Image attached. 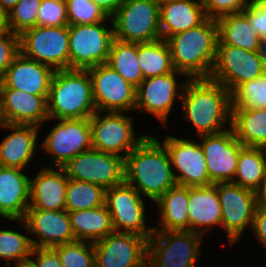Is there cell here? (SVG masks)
Instances as JSON below:
<instances>
[{
	"label": "cell",
	"mask_w": 266,
	"mask_h": 267,
	"mask_svg": "<svg viewBox=\"0 0 266 267\" xmlns=\"http://www.w3.org/2000/svg\"><path fill=\"white\" fill-rule=\"evenodd\" d=\"M94 1L108 17H112L117 9L125 0H92Z\"/></svg>",
	"instance_id": "cell-47"
},
{
	"label": "cell",
	"mask_w": 266,
	"mask_h": 267,
	"mask_svg": "<svg viewBox=\"0 0 266 267\" xmlns=\"http://www.w3.org/2000/svg\"><path fill=\"white\" fill-rule=\"evenodd\" d=\"M266 148L243 147L232 183L256 191L266 177ZM237 178V179H236Z\"/></svg>",
	"instance_id": "cell-32"
},
{
	"label": "cell",
	"mask_w": 266,
	"mask_h": 267,
	"mask_svg": "<svg viewBox=\"0 0 266 267\" xmlns=\"http://www.w3.org/2000/svg\"><path fill=\"white\" fill-rule=\"evenodd\" d=\"M124 182L154 202L177 185L170 156L163 143L147 134L124 158Z\"/></svg>",
	"instance_id": "cell-1"
},
{
	"label": "cell",
	"mask_w": 266,
	"mask_h": 267,
	"mask_svg": "<svg viewBox=\"0 0 266 267\" xmlns=\"http://www.w3.org/2000/svg\"><path fill=\"white\" fill-rule=\"evenodd\" d=\"M57 171L45 167L35 179H30L29 208L40 210H65L68 177L62 167Z\"/></svg>",
	"instance_id": "cell-23"
},
{
	"label": "cell",
	"mask_w": 266,
	"mask_h": 267,
	"mask_svg": "<svg viewBox=\"0 0 266 267\" xmlns=\"http://www.w3.org/2000/svg\"><path fill=\"white\" fill-rule=\"evenodd\" d=\"M148 239L113 231L94 242L95 267H147Z\"/></svg>",
	"instance_id": "cell-14"
},
{
	"label": "cell",
	"mask_w": 266,
	"mask_h": 267,
	"mask_svg": "<svg viewBox=\"0 0 266 267\" xmlns=\"http://www.w3.org/2000/svg\"><path fill=\"white\" fill-rule=\"evenodd\" d=\"M68 25L65 0H42L38 11L37 26Z\"/></svg>",
	"instance_id": "cell-41"
},
{
	"label": "cell",
	"mask_w": 266,
	"mask_h": 267,
	"mask_svg": "<svg viewBox=\"0 0 266 267\" xmlns=\"http://www.w3.org/2000/svg\"><path fill=\"white\" fill-rule=\"evenodd\" d=\"M22 170L0 166V216L14 221L29 208L30 178Z\"/></svg>",
	"instance_id": "cell-24"
},
{
	"label": "cell",
	"mask_w": 266,
	"mask_h": 267,
	"mask_svg": "<svg viewBox=\"0 0 266 267\" xmlns=\"http://www.w3.org/2000/svg\"><path fill=\"white\" fill-rule=\"evenodd\" d=\"M105 204V189L101 186L68 179L65 194V210L67 212L94 209Z\"/></svg>",
	"instance_id": "cell-35"
},
{
	"label": "cell",
	"mask_w": 266,
	"mask_h": 267,
	"mask_svg": "<svg viewBox=\"0 0 266 267\" xmlns=\"http://www.w3.org/2000/svg\"><path fill=\"white\" fill-rule=\"evenodd\" d=\"M137 57L144 79L175 71L171 50L165 39L138 43Z\"/></svg>",
	"instance_id": "cell-33"
},
{
	"label": "cell",
	"mask_w": 266,
	"mask_h": 267,
	"mask_svg": "<svg viewBox=\"0 0 266 267\" xmlns=\"http://www.w3.org/2000/svg\"><path fill=\"white\" fill-rule=\"evenodd\" d=\"M16 267H35L30 261L23 264H18Z\"/></svg>",
	"instance_id": "cell-52"
},
{
	"label": "cell",
	"mask_w": 266,
	"mask_h": 267,
	"mask_svg": "<svg viewBox=\"0 0 266 267\" xmlns=\"http://www.w3.org/2000/svg\"><path fill=\"white\" fill-rule=\"evenodd\" d=\"M42 0H19L8 13V25L11 32L18 36L37 26L38 11Z\"/></svg>",
	"instance_id": "cell-40"
},
{
	"label": "cell",
	"mask_w": 266,
	"mask_h": 267,
	"mask_svg": "<svg viewBox=\"0 0 266 267\" xmlns=\"http://www.w3.org/2000/svg\"><path fill=\"white\" fill-rule=\"evenodd\" d=\"M20 52L56 70L70 69L69 30L63 26H35L19 35Z\"/></svg>",
	"instance_id": "cell-7"
},
{
	"label": "cell",
	"mask_w": 266,
	"mask_h": 267,
	"mask_svg": "<svg viewBox=\"0 0 266 267\" xmlns=\"http://www.w3.org/2000/svg\"><path fill=\"white\" fill-rule=\"evenodd\" d=\"M261 54L266 64V37L262 39Z\"/></svg>",
	"instance_id": "cell-51"
},
{
	"label": "cell",
	"mask_w": 266,
	"mask_h": 267,
	"mask_svg": "<svg viewBox=\"0 0 266 267\" xmlns=\"http://www.w3.org/2000/svg\"><path fill=\"white\" fill-rule=\"evenodd\" d=\"M200 139L211 183L233 182L239 153L244 146L237 140L231 124L222 132Z\"/></svg>",
	"instance_id": "cell-17"
},
{
	"label": "cell",
	"mask_w": 266,
	"mask_h": 267,
	"mask_svg": "<svg viewBox=\"0 0 266 267\" xmlns=\"http://www.w3.org/2000/svg\"><path fill=\"white\" fill-rule=\"evenodd\" d=\"M106 64L136 88L144 80L138 63L137 43L114 39Z\"/></svg>",
	"instance_id": "cell-34"
},
{
	"label": "cell",
	"mask_w": 266,
	"mask_h": 267,
	"mask_svg": "<svg viewBox=\"0 0 266 267\" xmlns=\"http://www.w3.org/2000/svg\"><path fill=\"white\" fill-rule=\"evenodd\" d=\"M19 52V36L13 32H0V79Z\"/></svg>",
	"instance_id": "cell-43"
},
{
	"label": "cell",
	"mask_w": 266,
	"mask_h": 267,
	"mask_svg": "<svg viewBox=\"0 0 266 267\" xmlns=\"http://www.w3.org/2000/svg\"><path fill=\"white\" fill-rule=\"evenodd\" d=\"M217 193L222 207L221 226L232 244L239 239L246 225L252 228L257 207L256 192L227 182L217 183Z\"/></svg>",
	"instance_id": "cell-15"
},
{
	"label": "cell",
	"mask_w": 266,
	"mask_h": 267,
	"mask_svg": "<svg viewBox=\"0 0 266 267\" xmlns=\"http://www.w3.org/2000/svg\"><path fill=\"white\" fill-rule=\"evenodd\" d=\"M161 38L170 36L201 25L206 19L203 0H175L160 6Z\"/></svg>",
	"instance_id": "cell-25"
},
{
	"label": "cell",
	"mask_w": 266,
	"mask_h": 267,
	"mask_svg": "<svg viewBox=\"0 0 266 267\" xmlns=\"http://www.w3.org/2000/svg\"><path fill=\"white\" fill-rule=\"evenodd\" d=\"M251 3L252 0H203L207 18L215 20L228 14L241 13Z\"/></svg>",
	"instance_id": "cell-42"
},
{
	"label": "cell",
	"mask_w": 266,
	"mask_h": 267,
	"mask_svg": "<svg viewBox=\"0 0 266 267\" xmlns=\"http://www.w3.org/2000/svg\"><path fill=\"white\" fill-rule=\"evenodd\" d=\"M218 25L207 18L201 25L170 36L173 67L190 79L209 78L217 50Z\"/></svg>",
	"instance_id": "cell-3"
},
{
	"label": "cell",
	"mask_w": 266,
	"mask_h": 267,
	"mask_svg": "<svg viewBox=\"0 0 266 267\" xmlns=\"http://www.w3.org/2000/svg\"><path fill=\"white\" fill-rule=\"evenodd\" d=\"M92 148L125 158L146 136L135 138L132 118L123 112H107L103 117L96 111L90 118ZM124 152L120 155V152Z\"/></svg>",
	"instance_id": "cell-11"
},
{
	"label": "cell",
	"mask_w": 266,
	"mask_h": 267,
	"mask_svg": "<svg viewBox=\"0 0 266 267\" xmlns=\"http://www.w3.org/2000/svg\"><path fill=\"white\" fill-rule=\"evenodd\" d=\"M231 108L266 109V71L231 93Z\"/></svg>",
	"instance_id": "cell-36"
},
{
	"label": "cell",
	"mask_w": 266,
	"mask_h": 267,
	"mask_svg": "<svg viewBox=\"0 0 266 267\" xmlns=\"http://www.w3.org/2000/svg\"><path fill=\"white\" fill-rule=\"evenodd\" d=\"M2 128L12 129L13 132L0 144V166L24 169L35 153L39 127L4 124Z\"/></svg>",
	"instance_id": "cell-26"
},
{
	"label": "cell",
	"mask_w": 266,
	"mask_h": 267,
	"mask_svg": "<svg viewBox=\"0 0 266 267\" xmlns=\"http://www.w3.org/2000/svg\"><path fill=\"white\" fill-rule=\"evenodd\" d=\"M188 213L189 231L203 235L208 230L206 228L215 224L221 225L222 207L217 193V183L189 187Z\"/></svg>",
	"instance_id": "cell-27"
},
{
	"label": "cell",
	"mask_w": 266,
	"mask_h": 267,
	"mask_svg": "<svg viewBox=\"0 0 266 267\" xmlns=\"http://www.w3.org/2000/svg\"><path fill=\"white\" fill-rule=\"evenodd\" d=\"M33 245L30 237L13 230H0V258L14 259L16 266L28 262Z\"/></svg>",
	"instance_id": "cell-38"
},
{
	"label": "cell",
	"mask_w": 266,
	"mask_h": 267,
	"mask_svg": "<svg viewBox=\"0 0 266 267\" xmlns=\"http://www.w3.org/2000/svg\"><path fill=\"white\" fill-rule=\"evenodd\" d=\"M266 71L261 51L217 45L209 79L222 84L230 93L246 81L260 77Z\"/></svg>",
	"instance_id": "cell-9"
},
{
	"label": "cell",
	"mask_w": 266,
	"mask_h": 267,
	"mask_svg": "<svg viewBox=\"0 0 266 267\" xmlns=\"http://www.w3.org/2000/svg\"><path fill=\"white\" fill-rule=\"evenodd\" d=\"M68 25L70 69H88L107 63L114 40L113 22Z\"/></svg>",
	"instance_id": "cell-8"
},
{
	"label": "cell",
	"mask_w": 266,
	"mask_h": 267,
	"mask_svg": "<svg viewBox=\"0 0 266 267\" xmlns=\"http://www.w3.org/2000/svg\"><path fill=\"white\" fill-rule=\"evenodd\" d=\"M162 143L166 147L171 160L180 174L175 176L178 185L187 187L212 185L207 171L204 152L200 143L168 136Z\"/></svg>",
	"instance_id": "cell-18"
},
{
	"label": "cell",
	"mask_w": 266,
	"mask_h": 267,
	"mask_svg": "<svg viewBox=\"0 0 266 267\" xmlns=\"http://www.w3.org/2000/svg\"><path fill=\"white\" fill-rule=\"evenodd\" d=\"M52 103V104H51ZM49 119H89L95 112L87 69L56 70L47 97Z\"/></svg>",
	"instance_id": "cell-4"
},
{
	"label": "cell",
	"mask_w": 266,
	"mask_h": 267,
	"mask_svg": "<svg viewBox=\"0 0 266 267\" xmlns=\"http://www.w3.org/2000/svg\"><path fill=\"white\" fill-rule=\"evenodd\" d=\"M252 229L260 242L266 246V209L256 207Z\"/></svg>",
	"instance_id": "cell-46"
},
{
	"label": "cell",
	"mask_w": 266,
	"mask_h": 267,
	"mask_svg": "<svg viewBox=\"0 0 266 267\" xmlns=\"http://www.w3.org/2000/svg\"><path fill=\"white\" fill-rule=\"evenodd\" d=\"M47 97L18 89H0L1 112L5 124L35 125L49 120Z\"/></svg>",
	"instance_id": "cell-22"
},
{
	"label": "cell",
	"mask_w": 266,
	"mask_h": 267,
	"mask_svg": "<svg viewBox=\"0 0 266 267\" xmlns=\"http://www.w3.org/2000/svg\"><path fill=\"white\" fill-rule=\"evenodd\" d=\"M216 21L219 39L217 45L261 51L262 38L257 35L242 12L222 16Z\"/></svg>",
	"instance_id": "cell-28"
},
{
	"label": "cell",
	"mask_w": 266,
	"mask_h": 267,
	"mask_svg": "<svg viewBox=\"0 0 266 267\" xmlns=\"http://www.w3.org/2000/svg\"><path fill=\"white\" fill-rule=\"evenodd\" d=\"M202 236L189 230H154L147 243V267H193Z\"/></svg>",
	"instance_id": "cell-5"
},
{
	"label": "cell",
	"mask_w": 266,
	"mask_h": 267,
	"mask_svg": "<svg viewBox=\"0 0 266 267\" xmlns=\"http://www.w3.org/2000/svg\"><path fill=\"white\" fill-rule=\"evenodd\" d=\"M159 10L155 0H125L111 17L114 39L137 44L160 39Z\"/></svg>",
	"instance_id": "cell-6"
},
{
	"label": "cell",
	"mask_w": 266,
	"mask_h": 267,
	"mask_svg": "<svg viewBox=\"0 0 266 267\" xmlns=\"http://www.w3.org/2000/svg\"><path fill=\"white\" fill-rule=\"evenodd\" d=\"M231 127L243 146L266 148V109L232 108Z\"/></svg>",
	"instance_id": "cell-30"
},
{
	"label": "cell",
	"mask_w": 266,
	"mask_h": 267,
	"mask_svg": "<svg viewBox=\"0 0 266 267\" xmlns=\"http://www.w3.org/2000/svg\"><path fill=\"white\" fill-rule=\"evenodd\" d=\"M181 100L184 115L199 137L226 130V121L231 124V93L218 82L209 78L190 79L185 83Z\"/></svg>",
	"instance_id": "cell-2"
},
{
	"label": "cell",
	"mask_w": 266,
	"mask_h": 267,
	"mask_svg": "<svg viewBox=\"0 0 266 267\" xmlns=\"http://www.w3.org/2000/svg\"><path fill=\"white\" fill-rule=\"evenodd\" d=\"M242 13L260 38L266 37V0H252Z\"/></svg>",
	"instance_id": "cell-44"
},
{
	"label": "cell",
	"mask_w": 266,
	"mask_h": 267,
	"mask_svg": "<svg viewBox=\"0 0 266 267\" xmlns=\"http://www.w3.org/2000/svg\"><path fill=\"white\" fill-rule=\"evenodd\" d=\"M68 25L95 24L111 20L92 0H65Z\"/></svg>",
	"instance_id": "cell-39"
},
{
	"label": "cell",
	"mask_w": 266,
	"mask_h": 267,
	"mask_svg": "<svg viewBox=\"0 0 266 267\" xmlns=\"http://www.w3.org/2000/svg\"><path fill=\"white\" fill-rule=\"evenodd\" d=\"M184 74L173 71L163 75L144 79L136 88V108L151 113L165 123L174 104L175 96L181 98L184 85H177L175 74ZM177 86L180 91L177 93Z\"/></svg>",
	"instance_id": "cell-20"
},
{
	"label": "cell",
	"mask_w": 266,
	"mask_h": 267,
	"mask_svg": "<svg viewBox=\"0 0 266 267\" xmlns=\"http://www.w3.org/2000/svg\"><path fill=\"white\" fill-rule=\"evenodd\" d=\"M21 223L31 234L38 235L40 242L30 238L33 247H54L77 241L66 210L27 209Z\"/></svg>",
	"instance_id": "cell-19"
},
{
	"label": "cell",
	"mask_w": 266,
	"mask_h": 267,
	"mask_svg": "<svg viewBox=\"0 0 266 267\" xmlns=\"http://www.w3.org/2000/svg\"><path fill=\"white\" fill-rule=\"evenodd\" d=\"M31 255H37L35 261L29 260L35 267H63L52 247H33Z\"/></svg>",
	"instance_id": "cell-45"
},
{
	"label": "cell",
	"mask_w": 266,
	"mask_h": 267,
	"mask_svg": "<svg viewBox=\"0 0 266 267\" xmlns=\"http://www.w3.org/2000/svg\"><path fill=\"white\" fill-rule=\"evenodd\" d=\"M140 195L133 186L123 182L105 190V204L114 231L135 233L149 239L154 228L145 226V208Z\"/></svg>",
	"instance_id": "cell-13"
},
{
	"label": "cell",
	"mask_w": 266,
	"mask_h": 267,
	"mask_svg": "<svg viewBox=\"0 0 266 267\" xmlns=\"http://www.w3.org/2000/svg\"><path fill=\"white\" fill-rule=\"evenodd\" d=\"M76 240L96 242L114 231L106 204L94 208L68 212Z\"/></svg>",
	"instance_id": "cell-31"
},
{
	"label": "cell",
	"mask_w": 266,
	"mask_h": 267,
	"mask_svg": "<svg viewBox=\"0 0 266 267\" xmlns=\"http://www.w3.org/2000/svg\"><path fill=\"white\" fill-rule=\"evenodd\" d=\"M57 126L47 134L41 147L53 154L56 167L92 148L89 119H59Z\"/></svg>",
	"instance_id": "cell-16"
},
{
	"label": "cell",
	"mask_w": 266,
	"mask_h": 267,
	"mask_svg": "<svg viewBox=\"0 0 266 267\" xmlns=\"http://www.w3.org/2000/svg\"><path fill=\"white\" fill-rule=\"evenodd\" d=\"M55 70L19 52L0 79V89H18L37 96H48Z\"/></svg>",
	"instance_id": "cell-21"
},
{
	"label": "cell",
	"mask_w": 266,
	"mask_h": 267,
	"mask_svg": "<svg viewBox=\"0 0 266 267\" xmlns=\"http://www.w3.org/2000/svg\"><path fill=\"white\" fill-rule=\"evenodd\" d=\"M4 124H5V122L3 120V116H2V112H1V99H0V127H3Z\"/></svg>",
	"instance_id": "cell-54"
},
{
	"label": "cell",
	"mask_w": 266,
	"mask_h": 267,
	"mask_svg": "<svg viewBox=\"0 0 266 267\" xmlns=\"http://www.w3.org/2000/svg\"><path fill=\"white\" fill-rule=\"evenodd\" d=\"M19 0H0V7L8 14Z\"/></svg>",
	"instance_id": "cell-50"
},
{
	"label": "cell",
	"mask_w": 266,
	"mask_h": 267,
	"mask_svg": "<svg viewBox=\"0 0 266 267\" xmlns=\"http://www.w3.org/2000/svg\"><path fill=\"white\" fill-rule=\"evenodd\" d=\"M255 192L257 198V206L266 209V177Z\"/></svg>",
	"instance_id": "cell-48"
},
{
	"label": "cell",
	"mask_w": 266,
	"mask_h": 267,
	"mask_svg": "<svg viewBox=\"0 0 266 267\" xmlns=\"http://www.w3.org/2000/svg\"><path fill=\"white\" fill-rule=\"evenodd\" d=\"M155 1L159 6H161V5L165 4V3L173 2L175 0H155Z\"/></svg>",
	"instance_id": "cell-53"
},
{
	"label": "cell",
	"mask_w": 266,
	"mask_h": 267,
	"mask_svg": "<svg viewBox=\"0 0 266 267\" xmlns=\"http://www.w3.org/2000/svg\"><path fill=\"white\" fill-rule=\"evenodd\" d=\"M188 198L189 187L178 184L160 197L155 203L160 208L162 227L154 230H189Z\"/></svg>",
	"instance_id": "cell-29"
},
{
	"label": "cell",
	"mask_w": 266,
	"mask_h": 267,
	"mask_svg": "<svg viewBox=\"0 0 266 267\" xmlns=\"http://www.w3.org/2000/svg\"><path fill=\"white\" fill-rule=\"evenodd\" d=\"M69 179L86 181L107 190L124 182V158L91 148L63 167Z\"/></svg>",
	"instance_id": "cell-10"
},
{
	"label": "cell",
	"mask_w": 266,
	"mask_h": 267,
	"mask_svg": "<svg viewBox=\"0 0 266 267\" xmlns=\"http://www.w3.org/2000/svg\"><path fill=\"white\" fill-rule=\"evenodd\" d=\"M74 241L52 247L59 256L63 267H95L94 243Z\"/></svg>",
	"instance_id": "cell-37"
},
{
	"label": "cell",
	"mask_w": 266,
	"mask_h": 267,
	"mask_svg": "<svg viewBox=\"0 0 266 267\" xmlns=\"http://www.w3.org/2000/svg\"><path fill=\"white\" fill-rule=\"evenodd\" d=\"M96 111L125 112L136 108V87L110 66L88 68Z\"/></svg>",
	"instance_id": "cell-12"
},
{
	"label": "cell",
	"mask_w": 266,
	"mask_h": 267,
	"mask_svg": "<svg viewBox=\"0 0 266 267\" xmlns=\"http://www.w3.org/2000/svg\"><path fill=\"white\" fill-rule=\"evenodd\" d=\"M0 32H11L8 25V14L0 7Z\"/></svg>",
	"instance_id": "cell-49"
}]
</instances>
